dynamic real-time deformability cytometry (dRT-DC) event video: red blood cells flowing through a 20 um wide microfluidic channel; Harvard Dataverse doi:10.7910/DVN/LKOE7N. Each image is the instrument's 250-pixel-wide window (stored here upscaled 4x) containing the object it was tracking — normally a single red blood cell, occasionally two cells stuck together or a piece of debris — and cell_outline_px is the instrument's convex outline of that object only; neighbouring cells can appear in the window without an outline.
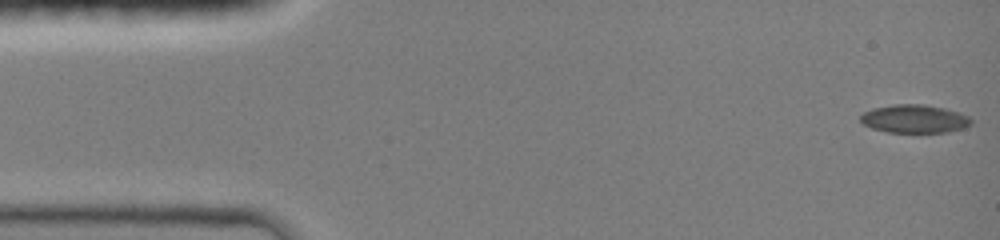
{"species": "common noctule bat (a hibernating species)", "species_latin": "Nyctalus noctula", "temperature_condition": "room temperature", "stored_images_in_passage": 14, "camera_frame_rate_fps": 3000, "um_per_image_px": 0.085, "animal": {"sex": "female", "body_mass_g": 19.0, "forearm_length_mm": 51.5}, "frame": {"image": 1, "passage_image": 1, "time_ms": 0.0, "image_size_px": [1000, 240], "cell_outline_px": [[972, 124], [964, 128], [948, 132], [888, 132], [872, 128], [864, 124], [860, 120], [860, 116], [864, 112], [872, 108], [892, 104], [924, 104], [944, 108], [960, 112], [968, 116], [972, 120]], "centroid_in_image_um": [77.74, 10.09], "position_along_channel_um": 7.3, "area_um2": 18.32}}